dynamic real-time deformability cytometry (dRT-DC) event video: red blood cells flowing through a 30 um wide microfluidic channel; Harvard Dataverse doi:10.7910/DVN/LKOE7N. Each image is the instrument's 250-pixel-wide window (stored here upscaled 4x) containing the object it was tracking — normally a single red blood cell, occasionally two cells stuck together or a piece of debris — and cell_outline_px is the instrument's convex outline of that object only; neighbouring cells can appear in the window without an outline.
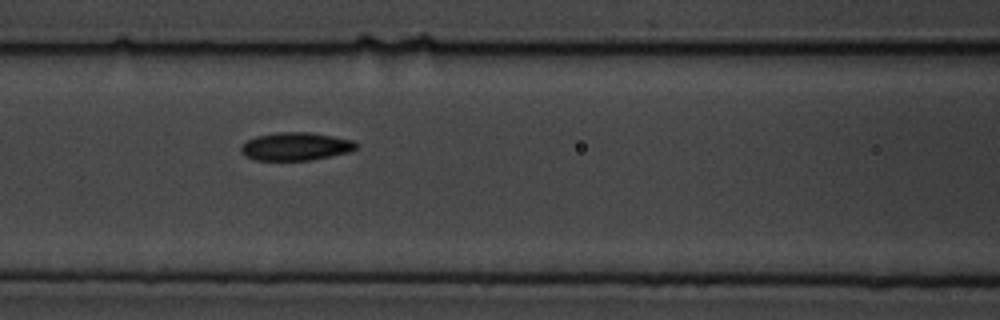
{"species": "common noctule bat (a hibernating species)", "species_latin": "Nyctalus noctula", "temperature_condition": "cold", "stored_images_in_passage": 13, "camera_frame_rate_fps": 3000, "um_per_image_px": 0.085, "animal": {"sex": "male", "body_mass_g": 19.5, "forearm_length_mm": 54.6}, "frame": {"image": 1, "passage_image": 6, "time_ms": 6.667, "image_size_px": [1000, 320], "cell_outline_px": [[356, 148], [352, 152], [308, 160], [256, 160], [240, 152], [240, 148], [248, 140], [256, 136], [280, 132], [312, 132], [352, 140], [356, 144]], "centroid_in_image_um": [25.15, 12.44], "position_along_channel_um": 141.5, "area_um2": 18.61}}
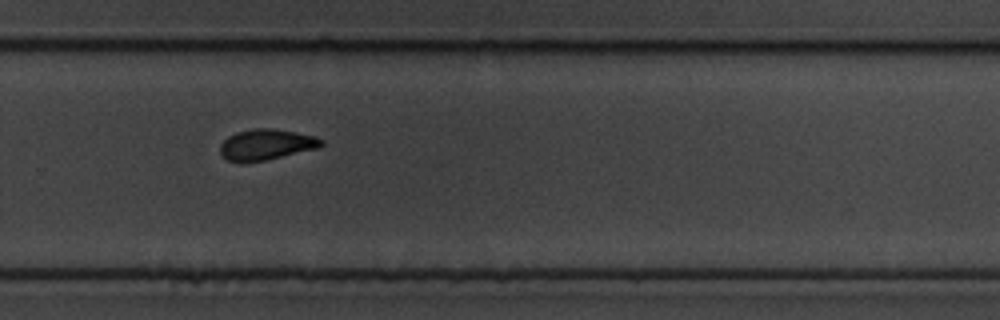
{"frame": {"image": 2, "passage_image": 10, "time_ms": 11.333, "image_size_px": [1000, 320], "cell_outline_px": [[324, 144], [320, 148], [264, 160], [228, 160], [220, 152], [220, 144], [228, 136], [236, 132], [252, 128], [272, 128], [296, 132], [316, 136], [324, 140]], "centroid_in_image_um": [22.7, 12.25], "position_along_channel_um": 307.1, "area_um2": 17.92}}
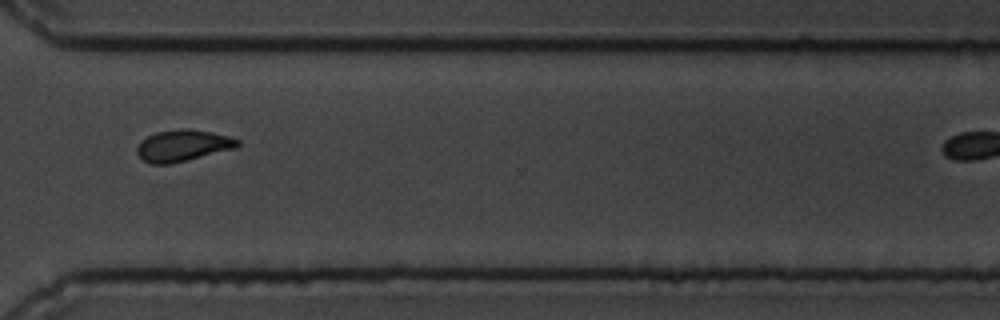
{"frame": {"image": 3, "passage_image": 11, "time_ms": 12.667, "image_size_px": [1000, 320], "cell_outline_px": [[240, 144], [236, 148], [172, 164], [152, 164], [144, 160], [136, 152], [136, 148], [140, 140], [156, 132], [180, 128], [188, 128], [212, 132], [228, 136], [240, 140]], "centroid_in_image_um": [15.54, 12.37], "position_along_channel_um": 355.1, "area_um2": 18.61}, "authors_computed_cell_mechanics": {"area_um2": 18.6116, "velocity_mm_per_s": 3.5507, "shape_relaxation_time_tau1_ms": null, "shape_relaxation_time_tau2_ms": 8.7018, "deformation_change_tau1": null, "deformation_change_tau2": 0.0902}}